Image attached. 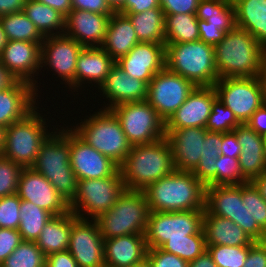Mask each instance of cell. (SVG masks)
I'll return each mask as SVG.
<instances>
[{
    "instance_id": "60d3db41",
    "label": "cell",
    "mask_w": 266,
    "mask_h": 267,
    "mask_svg": "<svg viewBox=\"0 0 266 267\" xmlns=\"http://www.w3.org/2000/svg\"><path fill=\"white\" fill-rule=\"evenodd\" d=\"M160 248L189 263L207 250L204 231L202 229L198 234L188 235V239L167 240Z\"/></svg>"
},
{
    "instance_id": "cb8c5ba5",
    "label": "cell",
    "mask_w": 266,
    "mask_h": 267,
    "mask_svg": "<svg viewBox=\"0 0 266 267\" xmlns=\"http://www.w3.org/2000/svg\"><path fill=\"white\" fill-rule=\"evenodd\" d=\"M98 92L109 101L102 109L115 107L128 102H140L147 99L148 85L139 79L128 76L116 63L111 67L108 76L100 85ZM105 106V107H104Z\"/></svg>"
},
{
    "instance_id": "8fae6325",
    "label": "cell",
    "mask_w": 266,
    "mask_h": 267,
    "mask_svg": "<svg viewBox=\"0 0 266 267\" xmlns=\"http://www.w3.org/2000/svg\"><path fill=\"white\" fill-rule=\"evenodd\" d=\"M204 210L151 212L145 239L148 248H160L167 240L188 239L203 229Z\"/></svg>"
},
{
    "instance_id": "4316f807",
    "label": "cell",
    "mask_w": 266,
    "mask_h": 267,
    "mask_svg": "<svg viewBox=\"0 0 266 267\" xmlns=\"http://www.w3.org/2000/svg\"><path fill=\"white\" fill-rule=\"evenodd\" d=\"M144 234H130L104 239L105 267H133L147 256Z\"/></svg>"
},
{
    "instance_id": "f907efd6",
    "label": "cell",
    "mask_w": 266,
    "mask_h": 267,
    "mask_svg": "<svg viewBox=\"0 0 266 267\" xmlns=\"http://www.w3.org/2000/svg\"><path fill=\"white\" fill-rule=\"evenodd\" d=\"M200 0H160L165 15L196 14Z\"/></svg>"
},
{
    "instance_id": "7a4b0ae2",
    "label": "cell",
    "mask_w": 266,
    "mask_h": 267,
    "mask_svg": "<svg viewBox=\"0 0 266 267\" xmlns=\"http://www.w3.org/2000/svg\"><path fill=\"white\" fill-rule=\"evenodd\" d=\"M127 190L143 191L174 170L171 146L166 137L149 144H138L119 166Z\"/></svg>"
},
{
    "instance_id": "7bdbcfd3",
    "label": "cell",
    "mask_w": 266,
    "mask_h": 267,
    "mask_svg": "<svg viewBox=\"0 0 266 267\" xmlns=\"http://www.w3.org/2000/svg\"><path fill=\"white\" fill-rule=\"evenodd\" d=\"M207 251L218 267H243L249 253V245H207Z\"/></svg>"
},
{
    "instance_id": "836d02e7",
    "label": "cell",
    "mask_w": 266,
    "mask_h": 267,
    "mask_svg": "<svg viewBox=\"0 0 266 267\" xmlns=\"http://www.w3.org/2000/svg\"><path fill=\"white\" fill-rule=\"evenodd\" d=\"M205 209L212 215L236 223L238 210V185L205 187Z\"/></svg>"
},
{
    "instance_id": "003e7915",
    "label": "cell",
    "mask_w": 266,
    "mask_h": 267,
    "mask_svg": "<svg viewBox=\"0 0 266 267\" xmlns=\"http://www.w3.org/2000/svg\"><path fill=\"white\" fill-rule=\"evenodd\" d=\"M107 1L114 12H118L126 2V0H107Z\"/></svg>"
},
{
    "instance_id": "f6af8a7d",
    "label": "cell",
    "mask_w": 266,
    "mask_h": 267,
    "mask_svg": "<svg viewBox=\"0 0 266 267\" xmlns=\"http://www.w3.org/2000/svg\"><path fill=\"white\" fill-rule=\"evenodd\" d=\"M216 186L217 185H242L248 183L243 177L239 158L219 155L216 161Z\"/></svg>"
},
{
    "instance_id": "681fc988",
    "label": "cell",
    "mask_w": 266,
    "mask_h": 267,
    "mask_svg": "<svg viewBox=\"0 0 266 267\" xmlns=\"http://www.w3.org/2000/svg\"><path fill=\"white\" fill-rule=\"evenodd\" d=\"M22 242L18 230L0 228V265Z\"/></svg>"
},
{
    "instance_id": "277c9868",
    "label": "cell",
    "mask_w": 266,
    "mask_h": 267,
    "mask_svg": "<svg viewBox=\"0 0 266 267\" xmlns=\"http://www.w3.org/2000/svg\"><path fill=\"white\" fill-rule=\"evenodd\" d=\"M69 125L54 131L41 145L32 169L42 174L70 204L78 180L70 164Z\"/></svg>"
},
{
    "instance_id": "bcb514c9",
    "label": "cell",
    "mask_w": 266,
    "mask_h": 267,
    "mask_svg": "<svg viewBox=\"0 0 266 267\" xmlns=\"http://www.w3.org/2000/svg\"><path fill=\"white\" fill-rule=\"evenodd\" d=\"M22 167L0 155V198L16 194Z\"/></svg>"
},
{
    "instance_id": "be15d7a7",
    "label": "cell",
    "mask_w": 266,
    "mask_h": 267,
    "mask_svg": "<svg viewBox=\"0 0 266 267\" xmlns=\"http://www.w3.org/2000/svg\"><path fill=\"white\" fill-rule=\"evenodd\" d=\"M15 81L16 79L0 62V90L10 87Z\"/></svg>"
},
{
    "instance_id": "74e56055",
    "label": "cell",
    "mask_w": 266,
    "mask_h": 267,
    "mask_svg": "<svg viewBox=\"0 0 266 267\" xmlns=\"http://www.w3.org/2000/svg\"><path fill=\"white\" fill-rule=\"evenodd\" d=\"M199 39L196 14L165 15V44L192 42Z\"/></svg>"
},
{
    "instance_id": "603a6c76",
    "label": "cell",
    "mask_w": 266,
    "mask_h": 267,
    "mask_svg": "<svg viewBox=\"0 0 266 267\" xmlns=\"http://www.w3.org/2000/svg\"><path fill=\"white\" fill-rule=\"evenodd\" d=\"M111 15L72 9L65 17L64 34L83 47H101Z\"/></svg>"
},
{
    "instance_id": "d4e9b609",
    "label": "cell",
    "mask_w": 266,
    "mask_h": 267,
    "mask_svg": "<svg viewBox=\"0 0 266 267\" xmlns=\"http://www.w3.org/2000/svg\"><path fill=\"white\" fill-rule=\"evenodd\" d=\"M37 97L33 85L22 80L0 90V126L6 128L24 118L38 105Z\"/></svg>"
},
{
    "instance_id": "11a10c76",
    "label": "cell",
    "mask_w": 266,
    "mask_h": 267,
    "mask_svg": "<svg viewBox=\"0 0 266 267\" xmlns=\"http://www.w3.org/2000/svg\"><path fill=\"white\" fill-rule=\"evenodd\" d=\"M151 8H160V0H126L120 14H137Z\"/></svg>"
},
{
    "instance_id": "1f68e13d",
    "label": "cell",
    "mask_w": 266,
    "mask_h": 267,
    "mask_svg": "<svg viewBox=\"0 0 266 267\" xmlns=\"http://www.w3.org/2000/svg\"><path fill=\"white\" fill-rule=\"evenodd\" d=\"M71 232V211L52 216L43 229L35 243L41 251L48 256L53 253L68 250Z\"/></svg>"
},
{
    "instance_id": "e575fe53",
    "label": "cell",
    "mask_w": 266,
    "mask_h": 267,
    "mask_svg": "<svg viewBox=\"0 0 266 267\" xmlns=\"http://www.w3.org/2000/svg\"><path fill=\"white\" fill-rule=\"evenodd\" d=\"M23 13L43 37L64 34L65 17L52 7L36 0H26Z\"/></svg>"
},
{
    "instance_id": "2644e50d",
    "label": "cell",
    "mask_w": 266,
    "mask_h": 267,
    "mask_svg": "<svg viewBox=\"0 0 266 267\" xmlns=\"http://www.w3.org/2000/svg\"><path fill=\"white\" fill-rule=\"evenodd\" d=\"M133 267H152V266H151L149 260L147 258H145L143 261H141L140 263H137Z\"/></svg>"
},
{
    "instance_id": "6da1fadb",
    "label": "cell",
    "mask_w": 266,
    "mask_h": 267,
    "mask_svg": "<svg viewBox=\"0 0 266 267\" xmlns=\"http://www.w3.org/2000/svg\"><path fill=\"white\" fill-rule=\"evenodd\" d=\"M218 78L258 77L266 51L246 30L234 27L214 46Z\"/></svg>"
},
{
    "instance_id": "db71d44e",
    "label": "cell",
    "mask_w": 266,
    "mask_h": 267,
    "mask_svg": "<svg viewBox=\"0 0 266 267\" xmlns=\"http://www.w3.org/2000/svg\"><path fill=\"white\" fill-rule=\"evenodd\" d=\"M72 9L90 11L99 14H113L107 0H71Z\"/></svg>"
},
{
    "instance_id": "30bf717a",
    "label": "cell",
    "mask_w": 266,
    "mask_h": 267,
    "mask_svg": "<svg viewBox=\"0 0 266 267\" xmlns=\"http://www.w3.org/2000/svg\"><path fill=\"white\" fill-rule=\"evenodd\" d=\"M110 110L132 146L153 143L166 136L165 122L146 100L122 103Z\"/></svg>"
},
{
    "instance_id": "b9f144b4",
    "label": "cell",
    "mask_w": 266,
    "mask_h": 267,
    "mask_svg": "<svg viewBox=\"0 0 266 267\" xmlns=\"http://www.w3.org/2000/svg\"><path fill=\"white\" fill-rule=\"evenodd\" d=\"M46 256L35 241H23L0 267H45Z\"/></svg>"
},
{
    "instance_id": "7c38bea8",
    "label": "cell",
    "mask_w": 266,
    "mask_h": 267,
    "mask_svg": "<svg viewBox=\"0 0 266 267\" xmlns=\"http://www.w3.org/2000/svg\"><path fill=\"white\" fill-rule=\"evenodd\" d=\"M214 88L217 98L229 109L241 124L264 103L262 83L258 77L221 78Z\"/></svg>"
},
{
    "instance_id": "816d5d0a",
    "label": "cell",
    "mask_w": 266,
    "mask_h": 267,
    "mask_svg": "<svg viewBox=\"0 0 266 267\" xmlns=\"http://www.w3.org/2000/svg\"><path fill=\"white\" fill-rule=\"evenodd\" d=\"M243 267H266V241H254Z\"/></svg>"
},
{
    "instance_id": "03108f58",
    "label": "cell",
    "mask_w": 266,
    "mask_h": 267,
    "mask_svg": "<svg viewBox=\"0 0 266 267\" xmlns=\"http://www.w3.org/2000/svg\"><path fill=\"white\" fill-rule=\"evenodd\" d=\"M259 78H260V81L262 83V88H263V102L264 104H266V60L262 66Z\"/></svg>"
},
{
    "instance_id": "f1b7e54d",
    "label": "cell",
    "mask_w": 266,
    "mask_h": 267,
    "mask_svg": "<svg viewBox=\"0 0 266 267\" xmlns=\"http://www.w3.org/2000/svg\"><path fill=\"white\" fill-rule=\"evenodd\" d=\"M203 231L206 245L248 246L254 242L239 225L230 219L212 215L206 209Z\"/></svg>"
},
{
    "instance_id": "f35d334b",
    "label": "cell",
    "mask_w": 266,
    "mask_h": 267,
    "mask_svg": "<svg viewBox=\"0 0 266 267\" xmlns=\"http://www.w3.org/2000/svg\"><path fill=\"white\" fill-rule=\"evenodd\" d=\"M51 217L52 215L48 211L30 201L21 199L18 231L22 240L36 241L41 230Z\"/></svg>"
},
{
    "instance_id": "c3c4849f",
    "label": "cell",
    "mask_w": 266,
    "mask_h": 267,
    "mask_svg": "<svg viewBox=\"0 0 266 267\" xmlns=\"http://www.w3.org/2000/svg\"><path fill=\"white\" fill-rule=\"evenodd\" d=\"M146 258L152 267H189L186 260L161 248H148Z\"/></svg>"
},
{
    "instance_id": "f5cc1de1",
    "label": "cell",
    "mask_w": 266,
    "mask_h": 267,
    "mask_svg": "<svg viewBox=\"0 0 266 267\" xmlns=\"http://www.w3.org/2000/svg\"><path fill=\"white\" fill-rule=\"evenodd\" d=\"M200 41L215 46L221 42L226 34L219 26H213L205 20H198Z\"/></svg>"
},
{
    "instance_id": "8c879c8a",
    "label": "cell",
    "mask_w": 266,
    "mask_h": 267,
    "mask_svg": "<svg viewBox=\"0 0 266 267\" xmlns=\"http://www.w3.org/2000/svg\"><path fill=\"white\" fill-rule=\"evenodd\" d=\"M264 145H265V153H266V135L263 136Z\"/></svg>"
},
{
    "instance_id": "e7e4bbea",
    "label": "cell",
    "mask_w": 266,
    "mask_h": 267,
    "mask_svg": "<svg viewBox=\"0 0 266 267\" xmlns=\"http://www.w3.org/2000/svg\"><path fill=\"white\" fill-rule=\"evenodd\" d=\"M251 183L259 191L260 196L266 201V171L254 178Z\"/></svg>"
},
{
    "instance_id": "d590c367",
    "label": "cell",
    "mask_w": 266,
    "mask_h": 267,
    "mask_svg": "<svg viewBox=\"0 0 266 267\" xmlns=\"http://www.w3.org/2000/svg\"><path fill=\"white\" fill-rule=\"evenodd\" d=\"M222 146V133L208 131L203 142L201 157L191 172L205 186H216V161Z\"/></svg>"
},
{
    "instance_id": "5bb4252c",
    "label": "cell",
    "mask_w": 266,
    "mask_h": 267,
    "mask_svg": "<svg viewBox=\"0 0 266 267\" xmlns=\"http://www.w3.org/2000/svg\"><path fill=\"white\" fill-rule=\"evenodd\" d=\"M83 46L65 34L44 37L41 44L40 67L55 71L62 80L61 84L69 87L75 92V73L77 57ZM46 66V68H45Z\"/></svg>"
},
{
    "instance_id": "89a4df30",
    "label": "cell",
    "mask_w": 266,
    "mask_h": 267,
    "mask_svg": "<svg viewBox=\"0 0 266 267\" xmlns=\"http://www.w3.org/2000/svg\"><path fill=\"white\" fill-rule=\"evenodd\" d=\"M5 127L0 126V155L4 149Z\"/></svg>"
},
{
    "instance_id": "2e32d148",
    "label": "cell",
    "mask_w": 266,
    "mask_h": 267,
    "mask_svg": "<svg viewBox=\"0 0 266 267\" xmlns=\"http://www.w3.org/2000/svg\"><path fill=\"white\" fill-rule=\"evenodd\" d=\"M41 44L30 41H7L0 53V62L7 71L16 80L32 84L37 96L39 83L36 76H39L41 71Z\"/></svg>"
},
{
    "instance_id": "5b68a950",
    "label": "cell",
    "mask_w": 266,
    "mask_h": 267,
    "mask_svg": "<svg viewBox=\"0 0 266 267\" xmlns=\"http://www.w3.org/2000/svg\"><path fill=\"white\" fill-rule=\"evenodd\" d=\"M165 68L191 81L196 87L214 86L219 80L214 46L200 40L165 44Z\"/></svg>"
},
{
    "instance_id": "6125c7cd",
    "label": "cell",
    "mask_w": 266,
    "mask_h": 267,
    "mask_svg": "<svg viewBox=\"0 0 266 267\" xmlns=\"http://www.w3.org/2000/svg\"><path fill=\"white\" fill-rule=\"evenodd\" d=\"M189 267H218V266L214 263L211 255L206 250L195 260L189 262Z\"/></svg>"
},
{
    "instance_id": "d6a6232c",
    "label": "cell",
    "mask_w": 266,
    "mask_h": 267,
    "mask_svg": "<svg viewBox=\"0 0 266 267\" xmlns=\"http://www.w3.org/2000/svg\"><path fill=\"white\" fill-rule=\"evenodd\" d=\"M124 15L131 21L139 42L165 44V14L161 8Z\"/></svg>"
},
{
    "instance_id": "4fadbf2b",
    "label": "cell",
    "mask_w": 266,
    "mask_h": 267,
    "mask_svg": "<svg viewBox=\"0 0 266 267\" xmlns=\"http://www.w3.org/2000/svg\"><path fill=\"white\" fill-rule=\"evenodd\" d=\"M195 87L191 81L164 68L149 82L146 101L166 123Z\"/></svg>"
},
{
    "instance_id": "9a60e30c",
    "label": "cell",
    "mask_w": 266,
    "mask_h": 267,
    "mask_svg": "<svg viewBox=\"0 0 266 267\" xmlns=\"http://www.w3.org/2000/svg\"><path fill=\"white\" fill-rule=\"evenodd\" d=\"M68 251L78 267H105L104 239L96 220L78 218L71 212Z\"/></svg>"
},
{
    "instance_id": "ee69618b",
    "label": "cell",
    "mask_w": 266,
    "mask_h": 267,
    "mask_svg": "<svg viewBox=\"0 0 266 267\" xmlns=\"http://www.w3.org/2000/svg\"><path fill=\"white\" fill-rule=\"evenodd\" d=\"M240 124L233 111L226 107L219 98H216L205 128L210 132L228 133Z\"/></svg>"
},
{
    "instance_id": "52a82bcc",
    "label": "cell",
    "mask_w": 266,
    "mask_h": 267,
    "mask_svg": "<svg viewBox=\"0 0 266 267\" xmlns=\"http://www.w3.org/2000/svg\"><path fill=\"white\" fill-rule=\"evenodd\" d=\"M88 116L71 128L91 147L120 166L132 147L120 121L111 110L102 108Z\"/></svg>"
},
{
    "instance_id": "83f0119b",
    "label": "cell",
    "mask_w": 266,
    "mask_h": 267,
    "mask_svg": "<svg viewBox=\"0 0 266 267\" xmlns=\"http://www.w3.org/2000/svg\"><path fill=\"white\" fill-rule=\"evenodd\" d=\"M115 63L102 47H83L77 57L75 92L87 83L99 88Z\"/></svg>"
},
{
    "instance_id": "7dc6e473",
    "label": "cell",
    "mask_w": 266,
    "mask_h": 267,
    "mask_svg": "<svg viewBox=\"0 0 266 267\" xmlns=\"http://www.w3.org/2000/svg\"><path fill=\"white\" fill-rule=\"evenodd\" d=\"M20 202L21 199L17 194L0 198V228L18 230Z\"/></svg>"
},
{
    "instance_id": "ab89813d",
    "label": "cell",
    "mask_w": 266,
    "mask_h": 267,
    "mask_svg": "<svg viewBox=\"0 0 266 267\" xmlns=\"http://www.w3.org/2000/svg\"><path fill=\"white\" fill-rule=\"evenodd\" d=\"M3 30L8 41H30L42 43L44 37L37 30L34 23L21 12L11 13L0 17Z\"/></svg>"
},
{
    "instance_id": "680465c9",
    "label": "cell",
    "mask_w": 266,
    "mask_h": 267,
    "mask_svg": "<svg viewBox=\"0 0 266 267\" xmlns=\"http://www.w3.org/2000/svg\"><path fill=\"white\" fill-rule=\"evenodd\" d=\"M257 134L266 135V104H262L245 123Z\"/></svg>"
},
{
    "instance_id": "8992f818",
    "label": "cell",
    "mask_w": 266,
    "mask_h": 267,
    "mask_svg": "<svg viewBox=\"0 0 266 267\" xmlns=\"http://www.w3.org/2000/svg\"><path fill=\"white\" fill-rule=\"evenodd\" d=\"M38 106L39 104L24 118L13 122L5 129L4 149L1 155L22 168L32 167L41 145L56 130V126H53V131L49 132L51 129L48 130V119L43 118L47 115L42 116L38 110L46 108Z\"/></svg>"
},
{
    "instance_id": "a7ac6f4b",
    "label": "cell",
    "mask_w": 266,
    "mask_h": 267,
    "mask_svg": "<svg viewBox=\"0 0 266 267\" xmlns=\"http://www.w3.org/2000/svg\"><path fill=\"white\" fill-rule=\"evenodd\" d=\"M7 41L8 40H7L6 34L3 30L2 24L0 22V53L3 49V47L6 45Z\"/></svg>"
},
{
    "instance_id": "3957f363",
    "label": "cell",
    "mask_w": 266,
    "mask_h": 267,
    "mask_svg": "<svg viewBox=\"0 0 266 267\" xmlns=\"http://www.w3.org/2000/svg\"><path fill=\"white\" fill-rule=\"evenodd\" d=\"M143 191L151 212L205 210V186L191 172L174 170Z\"/></svg>"
},
{
    "instance_id": "484cf974",
    "label": "cell",
    "mask_w": 266,
    "mask_h": 267,
    "mask_svg": "<svg viewBox=\"0 0 266 267\" xmlns=\"http://www.w3.org/2000/svg\"><path fill=\"white\" fill-rule=\"evenodd\" d=\"M241 145L239 164L243 177L251 182L266 171V153L263 136L247 124H240L232 131Z\"/></svg>"
},
{
    "instance_id": "7402d4cb",
    "label": "cell",
    "mask_w": 266,
    "mask_h": 267,
    "mask_svg": "<svg viewBox=\"0 0 266 267\" xmlns=\"http://www.w3.org/2000/svg\"><path fill=\"white\" fill-rule=\"evenodd\" d=\"M207 132L206 128L198 127L165 129L176 171L192 172L196 168Z\"/></svg>"
},
{
    "instance_id": "91938a15",
    "label": "cell",
    "mask_w": 266,
    "mask_h": 267,
    "mask_svg": "<svg viewBox=\"0 0 266 267\" xmlns=\"http://www.w3.org/2000/svg\"><path fill=\"white\" fill-rule=\"evenodd\" d=\"M26 0H0V17L23 11Z\"/></svg>"
},
{
    "instance_id": "e0dca14e",
    "label": "cell",
    "mask_w": 266,
    "mask_h": 267,
    "mask_svg": "<svg viewBox=\"0 0 266 267\" xmlns=\"http://www.w3.org/2000/svg\"><path fill=\"white\" fill-rule=\"evenodd\" d=\"M70 164L77 180L100 179L114 175L119 166L91 147L69 127Z\"/></svg>"
},
{
    "instance_id": "ffe728a7",
    "label": "cell",
    "mask_w": 266,
    "mask_h": 267,
    "mask_svg": "<svg viewBox=\"0 0 266 267\" xmlns=\"http://www.w3.org/2000/svg\"><path fill=\"white\" fill-rule=\"evenodd\" d=\"M116 64L128 76L148 85L154 75L165 68V44L139 42Z\"/></svg>"
},
{
    "instance_id": "f546056e",
    "label": "cell",
    "mask_w": 266,
    "mask_h": 267,
    "mask_svg": "<svg viewBox=\"0 0 266 267\" xmlns=\"http://www.w3.org/2000/svg\"><path fill=\"white\" fill-rule=\"evenodd\" d=\"M139 43L129 18L114 12L109 19L105 40L101 47L115 60L127 55Z\"/></svg>"
},
{
    "instance_id": "8d00e7d4",
    "label": "cell",
    "mask_w": 266,
    "mask_h": 267,
    "mask_svg": "<svg viewBox=\"0 0 266 267\" xmlns=\"http://www.w3.org/2000/svg\"><path fill=\"white\" fill-rule=\"evenodd\" d=\"M198 20H205L229 32L235 26V9L232 0H200L196 11Z\"/></svg>"
},
{
    "instance_id": "9c48e42d",
    "label": "cell",
    "mask_w": 266,
    "mask_h": 267,
    "mask_svg": "<svg viewBox=\"0 0 266 267\" xmlns=\"http://www.w3.org/2000/svg\"><path fill=\"white\" fill-rule=\"evenodd\" d=\"M125 189L120 170L109 177L79 180L70 211L78 218L95 220L113 207Z\"/></svg>"
},
{
    "instance_id": "ba28073f",
    "label": "cell",
    "mask_w": 266,
    "mask_h": 267,
    "mask_svg": "<svg viewBox=\"0 0 266 267\" xmlns=\"http://www.w3.org/2000/svg\"><path fill=\"white\" fill-rule=\"evenodd\" d=\"M149 207L144 191L127 190L107 212L95 219L103 239L130 234H145Z\"/></svg>"
},
{
    "instance_id": "4dcf8cb0",
    "label": "cell",
    "mask_w": 266,
    "mask_h": 267,
    "mask_svg": "<svg viewBox=\"0 0 266 267\" xmlns=\"http://www.w3.org/2000/svg\"><path fill=\"white\" fill-rule=\"evenodd\" d=\"M236 27L248 31L266 51V0H232Z\"/></svg>"
},
{
    "instance_id": "44dd1931",
    "label": "cell",
    "mask_w": 266,
    "mask_h": 267,
    "mask_svg": "<svg viewBox=\"0 0 266 267\" xmlns=\"http://www.w3.org/2000/svg\"><path fill=\"white\" fill-rule=\"evenodd\" d=\"M216 98L214 86L195 87L186 101L165 123V129L205 128Z\"/></svg>"
},
{
    "instance_id": "6f0895ef",
    "label": "cell",
    "mask_w": 266,
    "mask_h": 267,
    "mask_svg": "<svg viewBox=\"0 0 266 267\" xmlns=\"http://www.w3.org/2000/svg\"><path fill=\"white\" fill-rule=\"evenodd\" d=\"M45 267H78V264L67 250L46 256Z\"/></svg>"
},
{
    "instance_id": "94428289",
    "label": "cell",
    "mask_w": 266,
    "mask_h": 267,
    "mask_svg": "<svg viewBox=\"0 0 266 267\" xmlns=\"http://www.w3.org/2000/svg\"><path fill=\"white\" fill-rule=\"evenodd\" d=\"M53 9L57 10L60 14L66 17L72 10L71 0H36Z\"/></svg>"
},
{
    "instance_id": "ac0fdd59",
    "label": "cell",
    "mask_w": 266,
    "mask_h": 267,
    "mask_svg": "<svg viewBox=\"0 0 266 267\" xmlns=\"http://www.w3.org/2000/svg\"><path fill=\"white\" fill-rule=\"evenodd\" d=\"M16 194L20 199L34 203L52 216L63 215L70 211L69 203L55 187L32 168L22 169Z\"/></svg>"
},
{
    "instance_id": "9f6ffc18",
    "label": "cell",
    "mask_w": 266,
    "mask_h": 267,
    "mask_svg": "<svg viewBox=\"0 0 266 267\" xmlns=\"http://www.w3.org/2000/svg\"><path fill=\"white\" fill-rule=\"evenodd\" d=\"M240 153L241 145L238 143L236 135L233 132L222 133L220 155L230 156L231 158H239Z\"/></svg>"
},
{
    "instance_id": "d6986e66",
    "label": "cell",
    "mask_w": 266,
    "mask_h": 267,
    "mask_svg": "<svg viewBox=\"0 0 266 267\" xmlns=\"http://www.w3.org/2000/svg\"><path fill=\"white\" fill-rule=\"evenodd\" d=\"M236 224L253 241H266V201L251 182L238 185Z\"/></svg>"
}]
</instances>
